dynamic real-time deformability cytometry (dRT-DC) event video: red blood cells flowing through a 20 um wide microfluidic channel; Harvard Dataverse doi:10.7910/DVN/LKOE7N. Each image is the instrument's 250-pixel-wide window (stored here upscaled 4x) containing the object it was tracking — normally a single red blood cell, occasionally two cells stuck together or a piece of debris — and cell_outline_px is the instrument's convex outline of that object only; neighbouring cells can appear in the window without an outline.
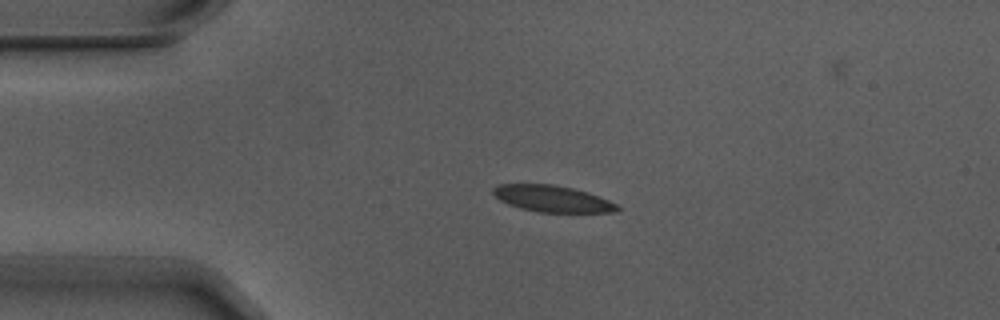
{"species": "Egyptian fruit bat (a non-hibernating species)", "species_latin": "Rousettus aegyptiacus", "temperature_condition": "warm", "stored_images_in_passage": 5, "camera_frame_rate_fps": 3000, "um_per_image_px": 0.085, "animal": {"sex": "male"}, "frame": {"image": 1, "passage_image": 3, "time_ms": 0.667, "image_size_px": [1000, 320], "cell_outline_px": [[620, 208], [616, 212], [536, 212], [520, 208], [508, 204], [500, 200], [492, 192], [492, 188], [500, 184], [552, 184], [572, 188], [588, 192], [608, 200], [616, 204]], "centroid_in_image_um": [46.93, 16.89], "position_along_channel_um": 38.1, "area_um2": 19.07}}